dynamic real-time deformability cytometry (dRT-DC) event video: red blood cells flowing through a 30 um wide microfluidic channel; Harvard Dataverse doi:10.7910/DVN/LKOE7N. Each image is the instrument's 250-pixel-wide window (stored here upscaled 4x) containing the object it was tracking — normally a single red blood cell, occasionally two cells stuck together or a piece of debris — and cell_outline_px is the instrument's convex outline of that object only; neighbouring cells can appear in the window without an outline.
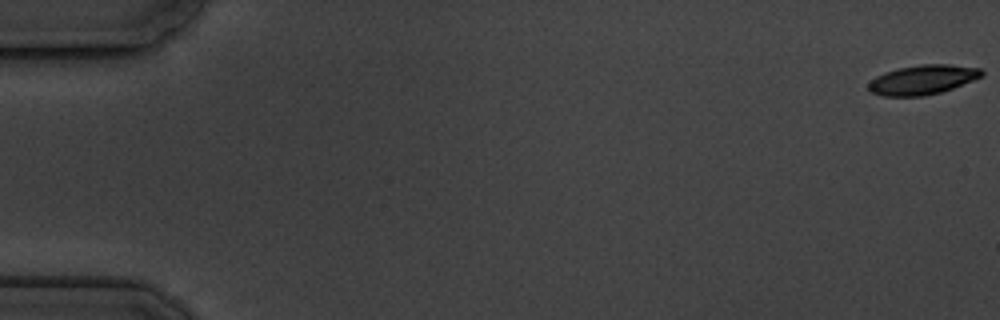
{"species": "common noctule bat (a hibernating species)", "species_latin": "Nyctalus noctula", "temperature_condition": "cold", "stored_images_in_passage": 5, "camera_frame_rate_fps": 3000, "um_per_image_px": 0.085, "animal": {"sex": "male", "body_mass_g": 19.5, "forearm_length_mm": 54.6}, "frame": {"image": 1, "passage_image": 1, "time_ms": 0.0, "image_size_px": [1000, 320], "cell_outline_px": [[984, 76], [952, 88], [940, 92], [924, 96], [884, 96], [868, 92], [868, 84], [876, 76], [884, 72], [900, 68], [920, 64], [948, 64], [980, 68], [984, 72]], "centroid_in_image_um": [78.42, 6.78], "position_along_channel_um": 6.6, "area_um2": 19.48}}
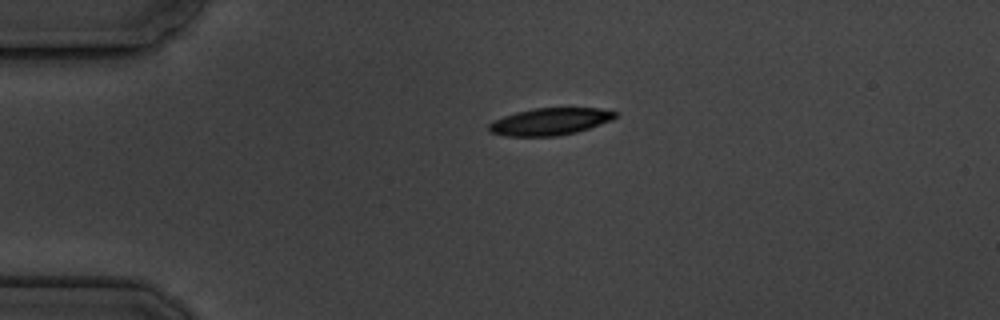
{"frame": {"image": 2, "passage_image": 4, "time_ms": 4.333, "image_size_px": [1000, 320], "cell_outline_px": [[616, 116], [612, 120], [576, 132], [556, 136], [504, 136], [488, 132], [488, 124], [492, 120], [516, 112], [532, 108], [600, 108], [616, 112]], "centroid_in_image_um": [46.69, 10.33], "position_along_channel_um": 38.3, "area_um2": 20.0}}